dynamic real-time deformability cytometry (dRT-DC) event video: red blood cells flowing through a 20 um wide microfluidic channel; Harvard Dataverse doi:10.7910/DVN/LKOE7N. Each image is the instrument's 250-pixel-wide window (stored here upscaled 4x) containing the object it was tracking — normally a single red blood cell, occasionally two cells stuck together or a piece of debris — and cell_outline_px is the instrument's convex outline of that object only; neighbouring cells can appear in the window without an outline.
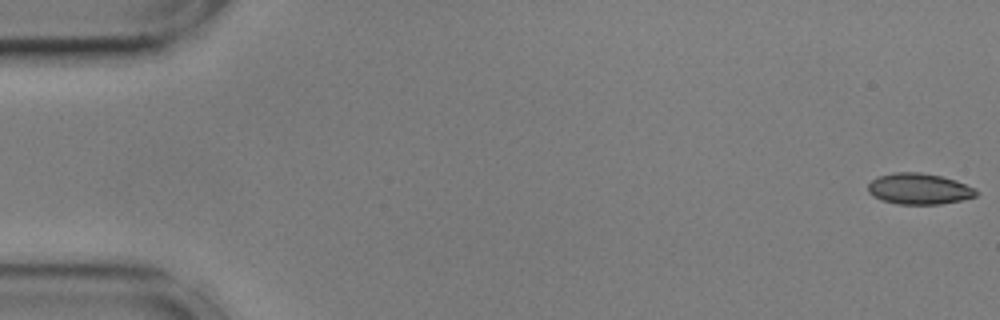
{"species": "common noctule bat (a hibernating species)", "species_latin": "Nyctalus noctula", "temperature_condition": "cold", "stored_images_in_passage": 56, "camera_frame_rate_fps": 3000, "um_per_image_px": 0.085, "animal": {"sex": "male", "body_mass_g": 17.9, "forearm_length_mm": 54.2}, "frame": {"image": 1, "passage_image": 1, "time_ms": 0.0, "image_size_px": [1000, 320], "cell_outline_px": [[980, 192], [976, 196], [960, 200], [940, 204], [896, 204], [880, 200], [868, 192], [868, 184], [876, 176], [892, 172], [920, 172], [940, 176], [956, 180], [976, 188]], "centroid_in_image_um": [78.11, 16.04], "position_along_channel_um": 6.9, "area_um2": 19.77}}
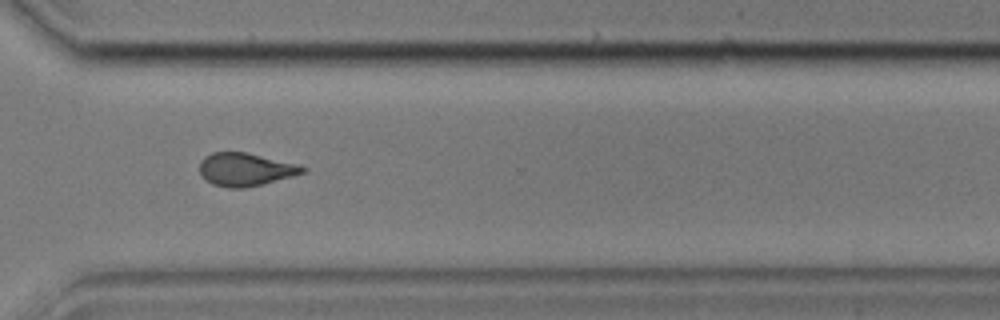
{"frame": {"image": 2, "passage_image": 41, "time_ms": 13.333, "image_size_px": [1000, 320], "cell_outline_px": [[308, 168], [304, 172], [292, 176], [264, 184], [244, 188], [228, 188], [212, 184], [204, 180], [200, 172], [200, 160], [204, 156], [212, 152], [244, 152], [300, 164]], "centroid_in_image_um": [20.85, 14.4], "position_along_channel_um": 349.8, "area_um2": 20.0}}
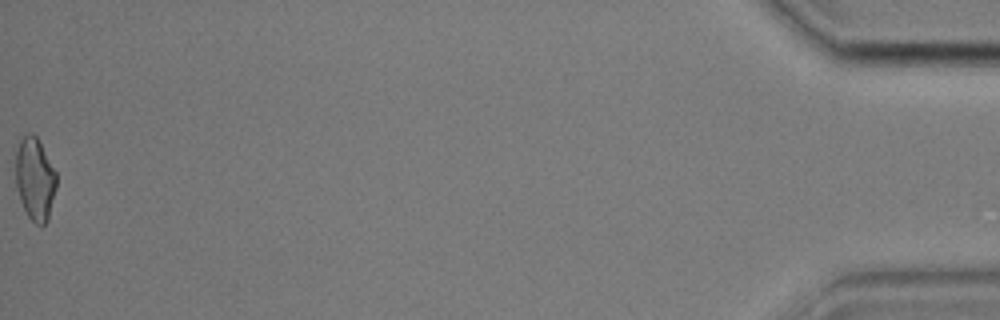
{"frame": {"image": 3, "passage_image": 56, "time_ms": 18.333, "image_size_px": [1000, 320], "cell_outline_px": [[56, 188], [48, 220], [40, 228], [28, 216], [20, 200], [16, 188], [16, 152], [20, 140], [28, 132], [32, 132], [36, 136], [56, 172]], "centroid_in_image_um": [2.97, 15.23], "position_along_channel_um": 432.2, "area_um2": 19.59}, "authors_computed_cell_mechanics": {"area_um2": 20.0855, "velocity_mm_per_s": 3.6139, "shape_relaxation_time_tau1_ms": 4.6627, "shape_relaxation_time_tau2_ms": 1.8667, "deformation_change_tau1": 0.1294, "deformation_change_tau2": 0.0698}}